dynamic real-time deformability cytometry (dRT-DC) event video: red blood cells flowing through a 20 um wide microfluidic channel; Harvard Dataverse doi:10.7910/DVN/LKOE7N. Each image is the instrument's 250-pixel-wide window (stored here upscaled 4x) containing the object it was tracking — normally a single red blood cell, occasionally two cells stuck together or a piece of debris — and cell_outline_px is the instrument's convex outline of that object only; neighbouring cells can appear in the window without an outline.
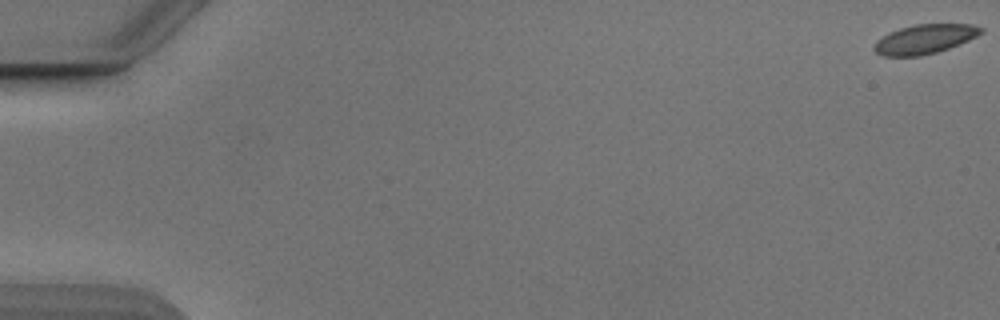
{"species": "Egyptian fruit bat (a non-hibernating species)", "species_latin": "Rousettus aegyptiacus", "temperature_condition": "cold", "stored_images_in_passage": 25, "camera_frame_rate_fps": 3000, "um_per_image_px": 0.085, "animal": {"sex": "male"}, "frame": {"image": 1, "passage_image": 1, "time_ms": 0.0, "image_size_px": [1000, 320], "cell_outline_px": [[984, 32], [968, 40], [948, 48], [936, 52], [920, 56], [884, 56], [876, 52], [872, 48], [876, 40], [900, 28], [916, 24], [972, 24], [984, 28]], "centroid_in_image_um": [78.61, 3.32], "position_along_channel_um": 6.4, "area_um2": 18.09}}
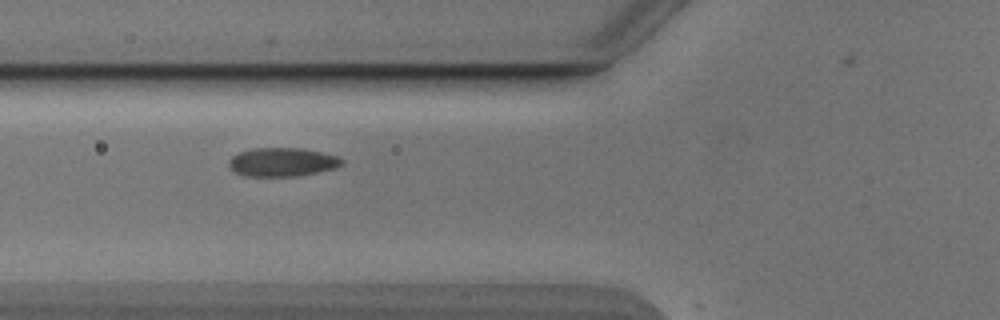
{"frame": {"image": 2, "passage_image": 22, "time_ms": 7.0, "image_size_px": [1000, 320], "cell_outline_px": [[344, 164], [336, 168], [300, 176], [244, 176], [236, 172], [228, 164], [228, 160], [232, 156], [240, 152], [256, 148], [300, 148], [340, 156], [344, 160]], "centroid_in_image_um": [24.04, 13.78], "position_along_channel_um": 101.8, "area_um2": 18.96}}